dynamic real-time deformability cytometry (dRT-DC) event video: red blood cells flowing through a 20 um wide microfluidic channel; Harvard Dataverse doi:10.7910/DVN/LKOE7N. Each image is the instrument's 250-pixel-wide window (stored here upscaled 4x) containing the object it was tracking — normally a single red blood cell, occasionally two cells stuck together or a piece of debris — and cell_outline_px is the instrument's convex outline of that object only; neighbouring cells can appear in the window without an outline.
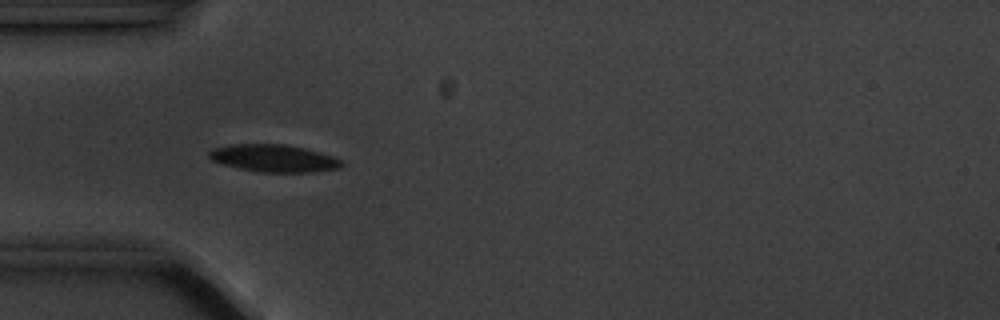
{"species": "common noctule bat (a hibernating species)", "species_latin": "Nyctalus noctula", "temperature_condition": "cold", "stored_images_in_passage": 5, "camera_frame_rate_fps": 3000, "um_per_image_px": 0.085, "animal": {"sex": "male", "body_mass_g": 20.1, "forearm_length_mm": 53.5}, "frame": {"image": 1, "passage_image": 4, "time_ms": 4.333, "image_size_px": [1000, 320], "cell_outline_px": [[344, 164], [340, 168], [312, 172], [260, 172], [240, 168], [224, 164], [212, 160], [208, 156], [208, 152], [212, 148], [232, 144], [284, 144], [304, 148], [336, 156]], "centroid_in_image_um": [23.3, 13.44], "position_along_channel_um": 61.7, "area_um2": 21.15}}